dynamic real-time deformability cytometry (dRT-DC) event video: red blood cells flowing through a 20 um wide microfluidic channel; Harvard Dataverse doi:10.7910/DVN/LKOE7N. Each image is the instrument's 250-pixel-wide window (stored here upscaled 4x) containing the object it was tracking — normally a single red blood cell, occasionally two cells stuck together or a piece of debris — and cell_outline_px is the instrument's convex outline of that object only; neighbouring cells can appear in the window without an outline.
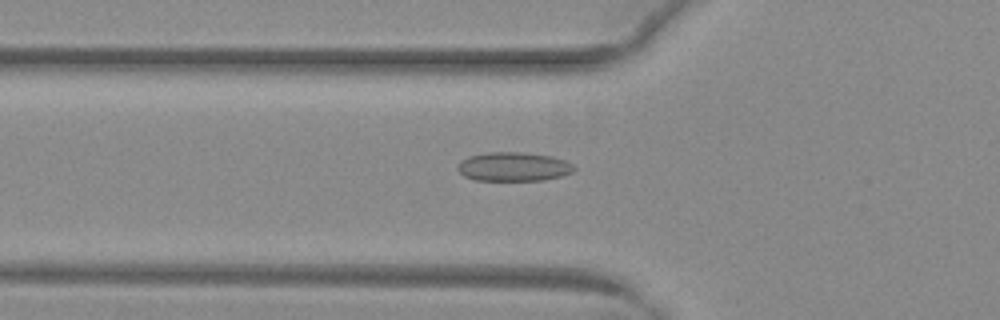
{"species": "common noctule bat (a hibernating species)", "species_latin": "Nyctalus noctula", "temperature_condition": "warm", "stored_images_in_passage": 42, "camera_frame_rate_fps": 3000, "um_per_image_px": 0.085, "animal": {"sex": "female", "body_mass_g": 29.2, "forearm_length_mm": 56.3}, "frame": {"image": 1, "passage_image": 19, "time_ms": 6.0, "image_size_px": [1000, 320], "cell_outline_px": [[576, 168], [572, 172], [560, 176], [544, 180], [476, 180], [464, 176], [456, 168], [456, 164], [460, 160], [468, 156], [488, 152], [520, 152], [552, 156], [564, 160], [572, 164]], "centroid_in_image_um": [43.61, 14.16], "position_along_channel_um": 82.2, "area_um2": 19.71}}
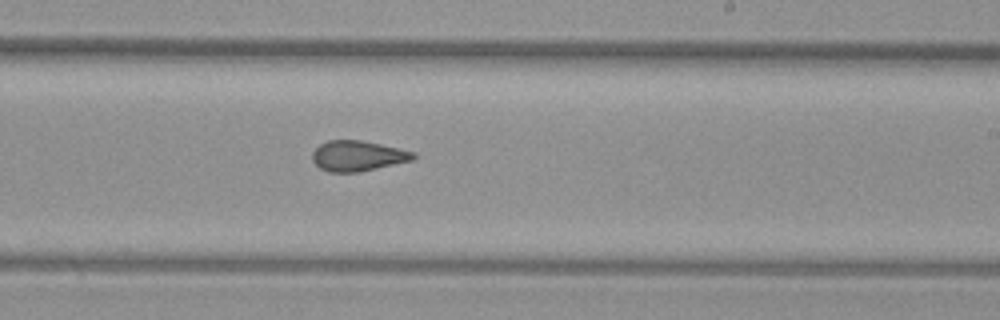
{"frame": {"image": 2, "passage_image": 32, "time_ms": 10.333, "image_size_px": [1000, 320], "cell_outline_px": [[416, 156], [412, 160], [360, 172], [328, 172], [320, 168], [312, 160], [312, 152], [320, 144], [328, 140], [360, 140], [380, 144], [416, 152]], "centroid_in_image_um": [30.39, 13.25], "position_along_channel_um": 258.6, "area_um2": 17.86}}
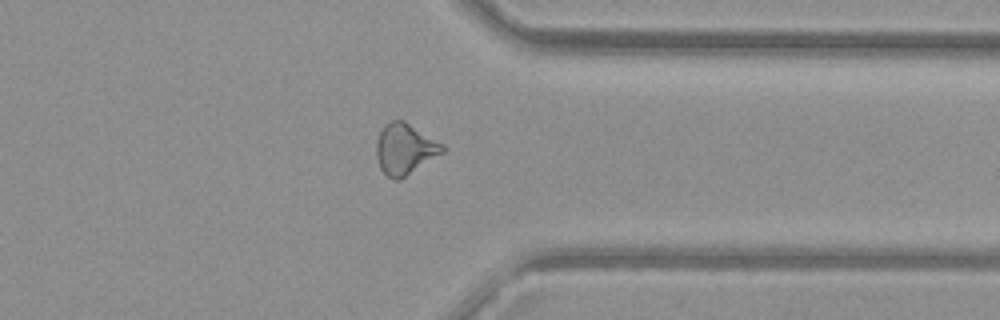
{"frame": {"image": 3, "passage_image": 41, "time_ms": 13.333, "image_size_px": [1000, 320], "cell_outline_px": [[448, 148], [444, 152], [400, 180], [396, 180], [388, 176], [380, 168], [376, 156], [376, 140], [380, 132], [392, 120], [404, 120], [444, 144]], "centroid_in_image_um": [34.44, 12.67], "position_along_channel_um": 377.0, "area_um2": 19.59}}